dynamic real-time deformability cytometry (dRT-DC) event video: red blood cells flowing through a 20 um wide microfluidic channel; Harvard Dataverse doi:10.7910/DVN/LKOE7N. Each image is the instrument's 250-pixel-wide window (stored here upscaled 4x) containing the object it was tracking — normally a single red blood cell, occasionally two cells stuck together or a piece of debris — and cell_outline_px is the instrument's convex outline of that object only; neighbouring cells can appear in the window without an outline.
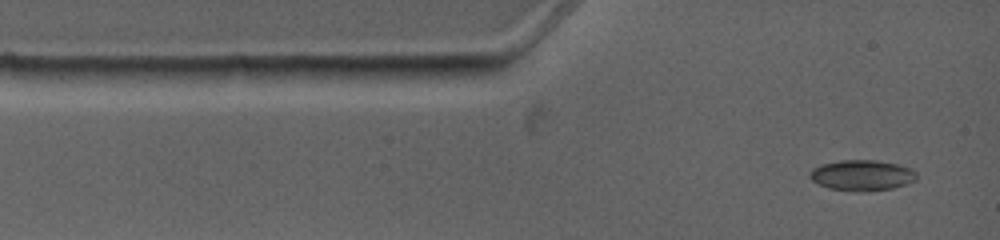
{"species": "common noctule bat (a hibernating species)", "species_latin": "Nyctalus noctula", "temperature_condition": "warm", "stored_images_in_passage": 3, "camera_frame_rate_fps": 4500, "um_per_image_px": 0.085, "animal": {"sex": "female", "body_mass_g": 19.0, "forearm_length_mm": 53.3}, "frame": {"image": 1, "passage_image": 1, "time_ms": 0.0, "image_size_px": [1000, 240], "cell_outline_px": [[916, 180], [892, 188], [828, 188], [812, 180], [808, 176], [808, 172], [812, 168], [820, 164], [840, 160], [876, 160], [896, 164], [912, 168], [916, 172]], "centroid_in_image_um": [73.23, 14.83], "position_along_channel_um": 11.8, "area_um2": 18.21}}
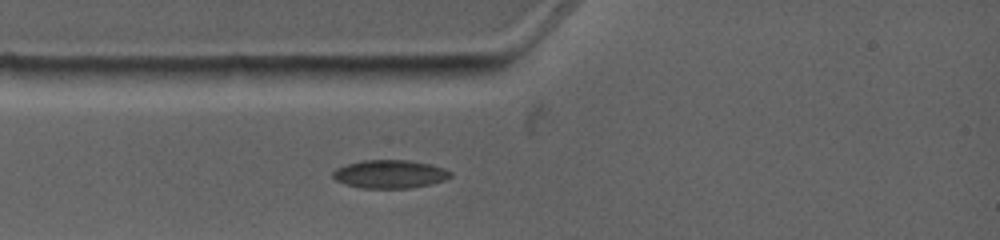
{"frame": {"image": 2, "passage_image": 3, "time_ms": 1.778, "image_size_px": [1000, 240], "cell_outline_px": [[452, 176], [444, 180], [428, 184], [408, 188], [360, 188], [344, 184], [336, 180], [332, 176], [332, 172], [336, 168], [348, 164], [364, 160], [408, 160], [432, 164], [444, 168], [452, 172]], "centroid_in_image_um": [33.13, 14.79], "position_along_channel_um": 51.9, "area_um2": 19.36}}